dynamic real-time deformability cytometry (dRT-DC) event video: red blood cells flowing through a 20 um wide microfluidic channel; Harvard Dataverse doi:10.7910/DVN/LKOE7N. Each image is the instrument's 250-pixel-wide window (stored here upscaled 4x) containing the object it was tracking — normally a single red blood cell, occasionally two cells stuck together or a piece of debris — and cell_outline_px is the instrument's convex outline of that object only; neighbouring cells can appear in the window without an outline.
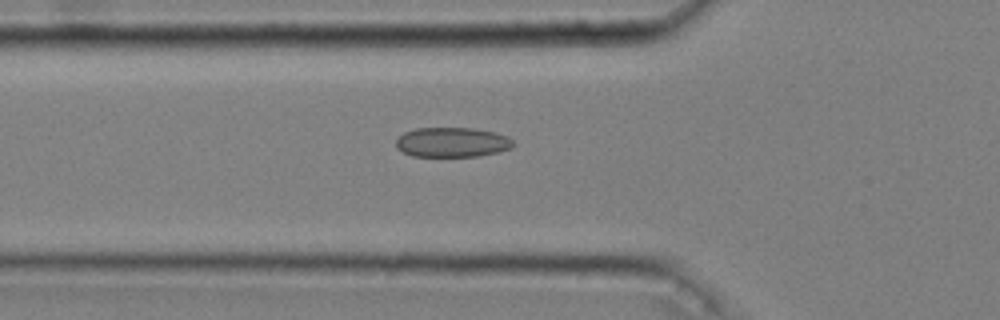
{"species": "common noctule bat (a hibernating species)", "species_latin": "Nyctalus noctula", "temperature_condition": "cold", "stored_images_in_passage": 50, "camera_frame_rate_fps": 3000, "um_per_image_px": 0.085, "animal": {"sex": "male", "body_mass_g": 20.4}, "frame": {"image": 1, "passage_image": 19, "time_ms": 6.0, "image_size_px": [1000, 320], "cell_outline_px": [[516, 144], [512, 148], [500, 152], [480, 156], [412, 156], [396, 148], [396, 140], [404, 132], [416, 128], [472, 128], [496, 132], [508, 136]], "centroid_in_image_um": [38.48, 12.09], "position_along_channel_um": 87.3, "area_um2": 20.52}}
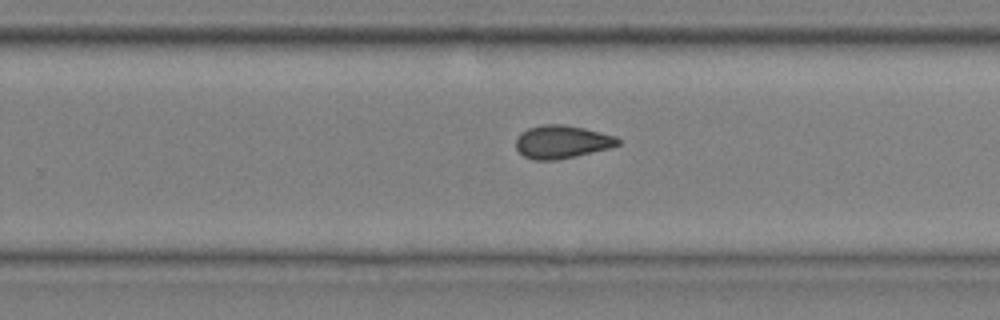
{"frame": {"image": 2, "passage_image": 35, "time_ms": 11.333, "image_size_px": [1000, 320], "cell_outline_px": [[620, 144], [608, 148], [556, 160], [536, 160], [524, 156], [516, 148], [516, 136], [520, 132], [528, 128], [544, 124], [564, 124], [584, 128], [616, 136], [620, 140]], "centroid_in_image_um": [47.73, 12.04], "position_along_channel_um": 282.1, "area_um2": 19.54}}
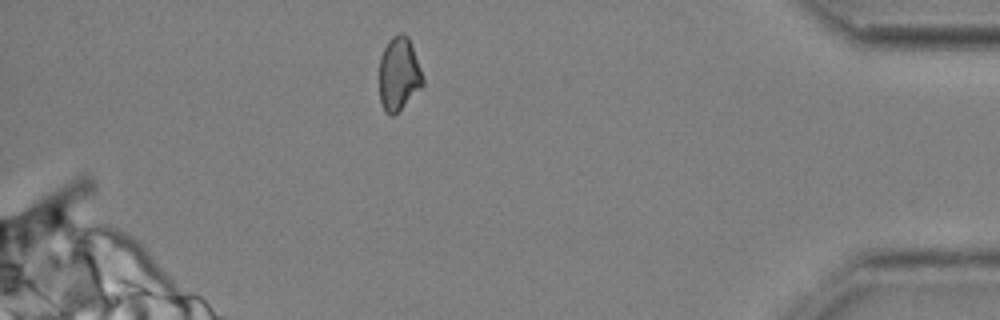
{"frame": {"image": 3, "passage_image": 48, "time_ms": 15.667, "image_size_px": [1000, 320], "cell_outline_px": [[424, 84], [392, 116], [388, 116], [384, 112], [380, 104], [380, 56], [388, 40], [392, 36], [400, 32], [404, 32], [408, 36], [420, 68], [424, 80]], "centroid_in_image_um": [33.87, 6.27], "position_along_channel_um": 401.3, "area_um2": 18.5}, "authors_computed_cell_mechanics": {"area_um2": 19.6231, "velocity_mm_per_s": 3.6442, "shape_relaxation_time_tau1_ms": null, "shape_relaxation_time_tau2_ms": 2.5892, "deformation_change_tau1": null, "deformation_change_tau2": 0.0938}}